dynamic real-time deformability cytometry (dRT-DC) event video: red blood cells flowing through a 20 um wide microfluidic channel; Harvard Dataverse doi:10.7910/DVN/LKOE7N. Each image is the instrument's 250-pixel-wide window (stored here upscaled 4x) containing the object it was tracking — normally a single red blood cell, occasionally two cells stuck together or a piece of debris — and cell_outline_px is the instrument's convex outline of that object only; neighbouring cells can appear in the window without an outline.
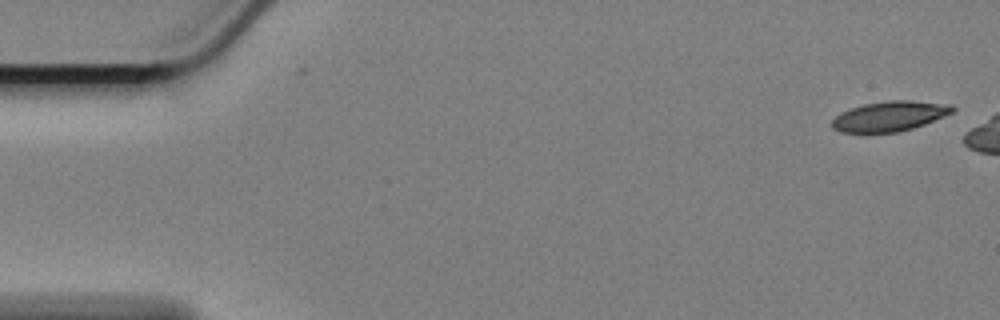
{"species": "Egyptian fruit bat (a non-hibernating species)", "species_latin": "Rousettus aegyptiacus", "temperature_condition": "cold", "stored_images_in_passage": 50, "camera_frame_rate_fps": 3000, "um_per_image_px": 0.085, "animal": {"sex": "female"}, "frame": {"image": 1, "passage_image": 1, "time_ms": 0.0, "image_size_px": [1000, 320], "cell_outline_px": [[956, 108], [952, 112], [944, 116], [924, 124], [912, 128], [896, 132], [840, 132], [832, 128], [832, 120], [840, 112], [864, 104], [888, 100], [908, 100], [952, 104]], "centroid_in_image_um": [75.62, 9.86], "position_along_channel_um": 9.4, "area_um2": 20.92}}
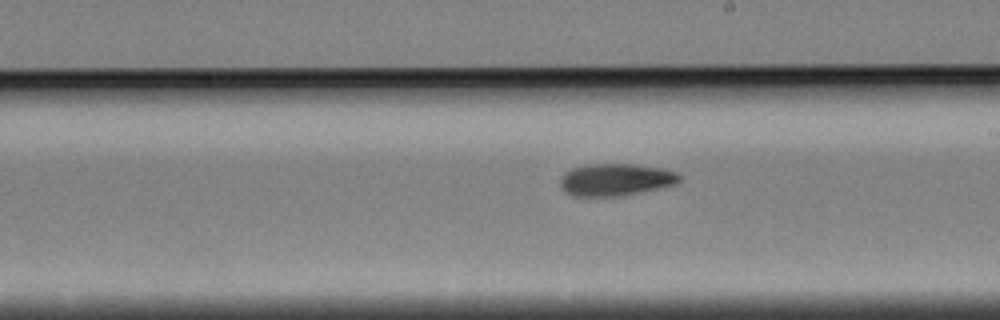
{"frame": {"image": 2, "passage_image": 32, "time_ms": 10.333, "image_size_px": [1000, 320], "cell_outline_px": [[680, 180], [676, 184], [664, 188], [620, 196], [576, 196], [568, 192], [560, 184], [560, 176], [564, 172], [572, 168], [584, 164], [636, 164], [660, 168], [676, 172], [680, 176]], "centroid_in_image_um": [52.35, 15.26], "position_along_channel_um": 236.6, "area_um2": 22.48}}
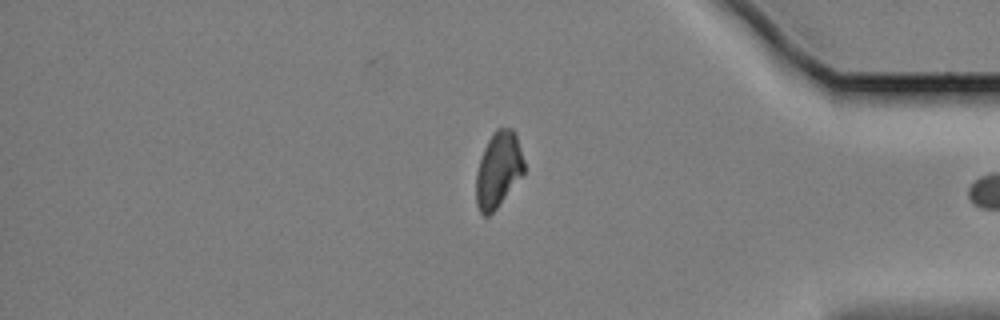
{"frame": {"image": 3, "passage_image": 48, "time_ms": 15.667, "image_size_px": [1000, 320], "cell_outline_px": [[524, 172], [496, 208], [488, 216], [484, 216], [480, 212], [476, 204], [476, 172], [484, 148], [488, 140], [496, 128], [512, 128], [516, 132], [524, 160]], "centroid_in_image_um": [42.35, 14.4], "position_along_channel_um": 392.8, "area_um2": 20.98}, "authors_computed_cell_mechanics": {"area_um2": 22.3108, "velocity_mm_per_s": 3.3951, "shape_relaxation_time_tau1_ms": 8.6433, "shape_relaxation_time_tau2_ms": 6.6487, "deformation_change_tau1": 0.1752, "deformation_change_tau2": 0.1094}}